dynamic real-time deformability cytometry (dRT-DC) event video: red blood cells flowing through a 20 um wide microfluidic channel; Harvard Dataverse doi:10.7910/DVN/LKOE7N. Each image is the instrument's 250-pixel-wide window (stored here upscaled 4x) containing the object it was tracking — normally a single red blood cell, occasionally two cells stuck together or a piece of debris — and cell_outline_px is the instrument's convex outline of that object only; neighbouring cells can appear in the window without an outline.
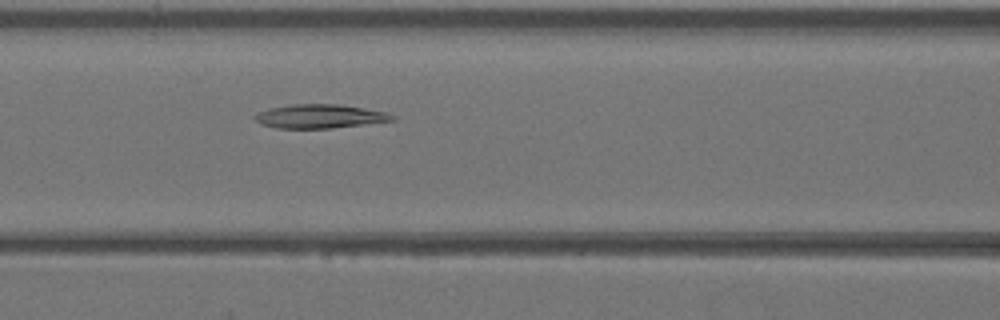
{"species": "Egyptian fruit bat (a non-hibernating species)", "species_latin": "Rousettus aegyptiacus", "temperature_condition": "warm", "stored_images_in_passage": 32, "camera_frame_rate_fps": 3000, "um_per_image_px": 0.085, "animal": {"sex": "female"}, "frame": {"image": 1, "passage_image": 8, "time_ms": 2.333, "image_size_px": [1000, 320], "cell_outline_px": [[396, 120], [332, 128], [276, 128], [260, 124], [256, 120], [256, 116], [260, 112], [272, 108], [292, 104], [336, 104], [364, 108], [388, 112], [396, 116]], "centroid_in_image_um": [27.25, 9.89], "position_along_channel_um": 139.4, "area_um2": 18.9}}
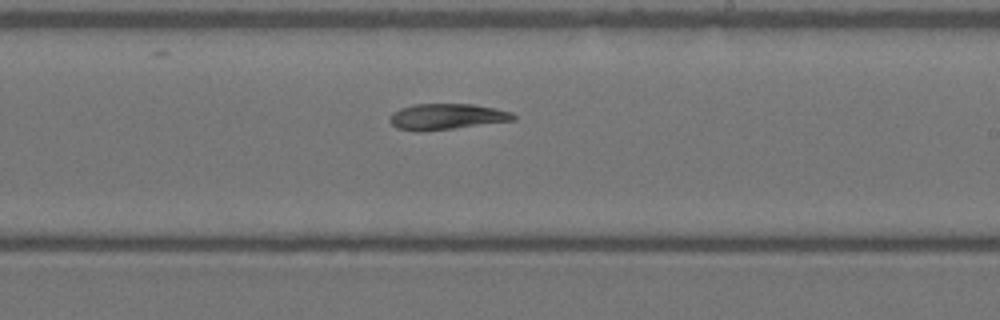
{"frame": {"image": 2, "passage_image": 15, "time_ms": 4.667, "image_size_px": [1000, 320], "cell_outline_px": [[516, 120], [424, 132], [416, 132], [396, 128], [388, 120], [392, 112], [400, 108], [416, 104], [472, 104], [496, 108], [512, 112], [516, 116]], "centroid_in_image_um": [37.94, 9.92], "position_along_channel_um": 251.1, "area_um2": 18.9}}
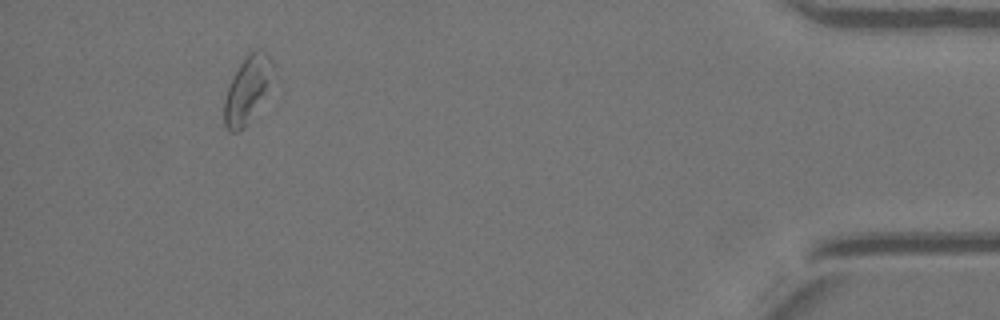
{"frame": {"image": 3, "passage_image": 29, "time_ms": 9.333, "image_size_px": [1000, 320], "cell_outline_px": [[272, 68], [268, 84], [248, 124], [244, 128], [236, 132], [228, 132], [224, 124], [224, 100], [228, 84], [232, 76], [244, 56], [260, 48], [268, 56], [272, 64]], "centroid_in_image_um": [20.93, 7.64], "position_along_channel_um": 414.3, "area_um2": 18.26}}